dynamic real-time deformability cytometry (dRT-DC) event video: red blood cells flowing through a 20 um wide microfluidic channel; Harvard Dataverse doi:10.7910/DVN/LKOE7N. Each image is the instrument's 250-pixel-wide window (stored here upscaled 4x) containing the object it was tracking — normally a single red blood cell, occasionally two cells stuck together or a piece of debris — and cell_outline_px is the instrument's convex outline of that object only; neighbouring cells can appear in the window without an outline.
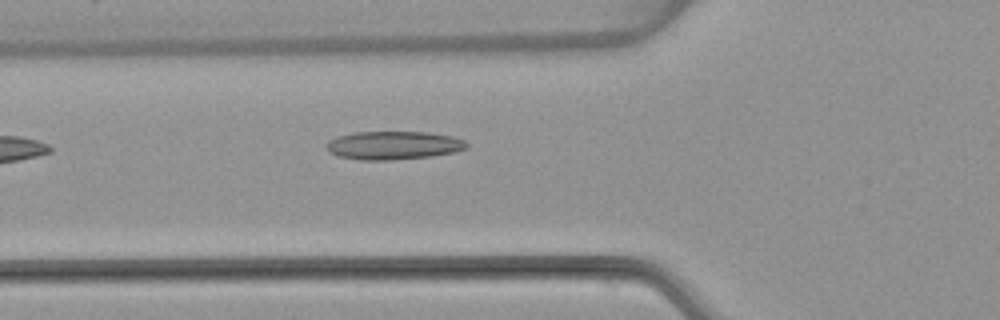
{"species": "common noctule bat (a hibernating species)", "species_latin": "Nyctalus noctula", "temperature_condition": "warm", "stored_images_in_passage": 5, "camera_frame_rate_fps": 3000, "um_per_image_px": 0.085, "animal": {"sex": "female", "body_mass_g": 22.7, "forearm_length_mm": 54.2}, "frame": {"image": 1, "passage_image": 5, "time_ms": 5.667, "image_size_px": [1000, 320], "cell_outline_px": [[468, 148], [456, 152], [432, 156], [392, 160], [360, 160], [336, 156], [328, 152], [324, 144], [328, 140], [336, 136], [356, 132], [428, 132], [452, 136], [464, 140], [468, 144]], "centroid_in_image_um": [33.41, 12.36], "position_along_channel_um": 92.4, "area_um2": 23.52}}